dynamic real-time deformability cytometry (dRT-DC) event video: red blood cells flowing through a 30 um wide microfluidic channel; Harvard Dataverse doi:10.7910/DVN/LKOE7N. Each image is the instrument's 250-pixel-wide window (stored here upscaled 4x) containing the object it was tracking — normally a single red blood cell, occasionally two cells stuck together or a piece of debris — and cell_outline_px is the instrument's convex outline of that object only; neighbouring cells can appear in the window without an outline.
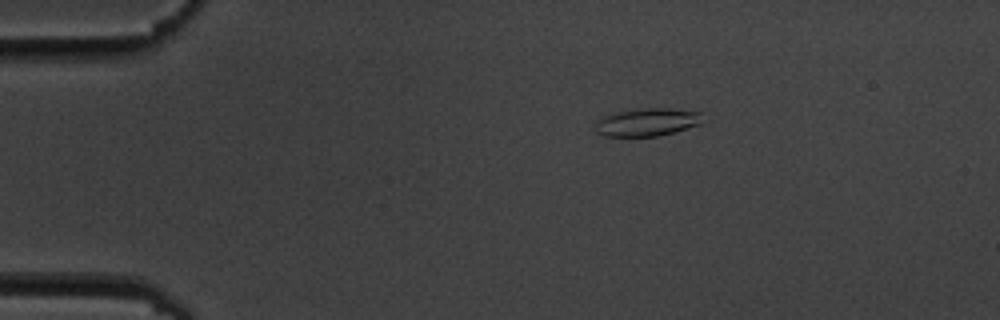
{"species": "common noctule bat (a hibernating species)", "species_latin": "Nyctalus noctula", "temperature_condition": "cold", "stored_images_in_passage": 4, "camera_frame_rate_fps": 3000, "um_per_image_px": 0.085, "animal": {"sex": "male", "body_mass_g": 19.5, "forearm_length_mm": 54.6}, "frame": {"image": 1, "passage_image": 2, "time_ms": 1.333, "image_size_px": [1000, 320], "cell_outline_px": [[708, 120], [700, 124], [660, 136], [604, 136], [596, 132], [596, 120], [600, 116], [608, 112], [644, 108], [664, 108], [700, 112]], "centroid_in_image_um": [54.99, 10.37], "position_along_channel_um": 30.0, "area_um2": 17.86}}